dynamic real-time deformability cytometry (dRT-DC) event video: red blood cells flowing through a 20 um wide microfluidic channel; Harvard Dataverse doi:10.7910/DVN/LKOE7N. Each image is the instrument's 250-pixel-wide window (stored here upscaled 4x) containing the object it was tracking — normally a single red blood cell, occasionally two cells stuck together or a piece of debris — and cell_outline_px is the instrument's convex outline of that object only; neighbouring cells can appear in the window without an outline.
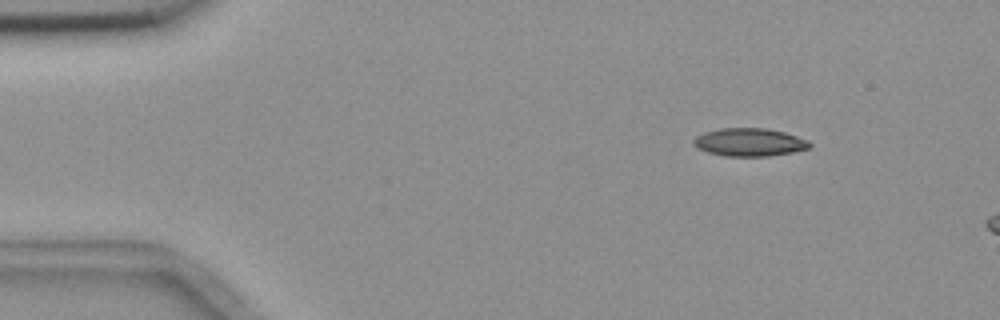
{"species": "common noctule bat (a hibernating species)", "species_latin": "Nyctalus noctula", "temperature_condition": "room temperature", "stored_images_in_passage": 3, "camera_frame_rate_fps": 3000, "um_per_image_px": 0.085, "animal": {"sex": "female", "body_mass_g": 18.4}, "frame": {"image": 1, "passage_image": 2, "time_ms": 1.667, "image_size_px": [1000, 320], "cell_outline_px": [[812, 144], [808, 148], [792, 152], [768, 156], [724, 156], [708, 152], [692, 144], [692, 140], [696, 136], [704, 132], [720, 128], [764, 128], [784, 132], [808, 140]], "centroid_in_image_um": [63.68, 12.08], "position_along_channel_um": 21.3, "area_um2": 18.84}}